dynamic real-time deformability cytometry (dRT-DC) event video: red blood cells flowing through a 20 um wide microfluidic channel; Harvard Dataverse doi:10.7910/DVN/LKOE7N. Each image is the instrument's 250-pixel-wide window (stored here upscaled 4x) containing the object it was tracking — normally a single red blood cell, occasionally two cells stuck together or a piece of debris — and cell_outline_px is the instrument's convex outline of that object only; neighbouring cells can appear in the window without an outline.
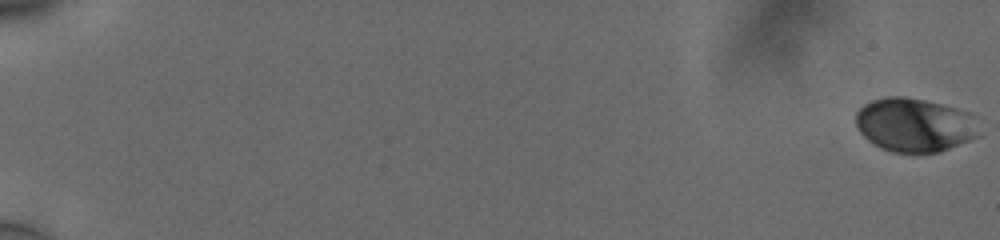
{"species": "human", "species_latin": "Homo sapiens", "temperature_condition": "cold", "stored_images_in_passage": 58, "camera_frame_rate_fps": 3000, "um_per_image_px": 0.085, "donor": {"sex": "male"}, "frame": {"image": 1, "passage_image": 1, "time_ms": 0.0, "image_size_px": [1000, 240], "cell_outline_px": [[980, 136], [940, 152], [912, 156], [892, 152], [880, 148], [872, 144], [860, 132], [856, 124], [856, 112], [864, 104], [872, 100], [888, 96], [900, 96], [924, 100], [956, 108], [968, 112]], "centroid_in_image_um": [77.69, 10.67], "position_along_channel_um": 7.3, "area_um2": 39.02}}
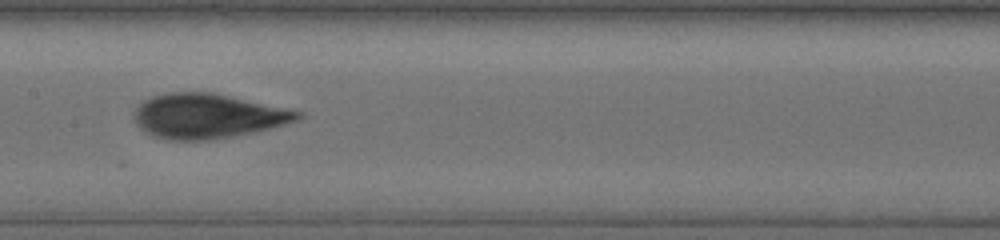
{"frame": {"image": 2, "passage_image": 33, "time_ms": 10.667, "image_size_px": [1000, 240], "cell_outline_px": [[304, 116], [296, 120], [284, 124], [252, 132], [232, 136], [208, 140], [168, 140], [152, 136], [140, 128], [136, 124], [136, 108], [144, 100], [152, 96], [168, 92], [212, 92], [300, 112]], "centroid_in_image_um": [17.58, 9.86], "position_along_channel_um": 189.8, "area_um2": 41.85}}
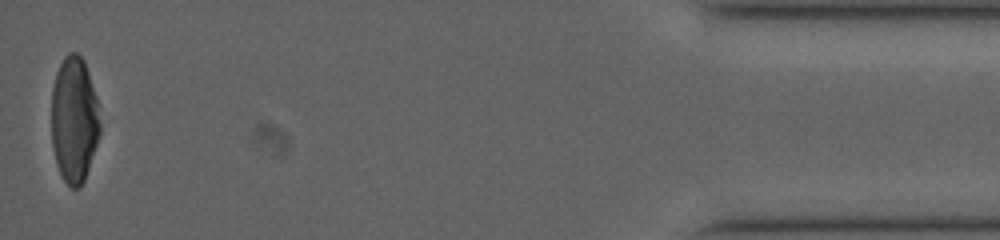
{"frame": {"image": 3, "passage_image": 58, "time_ms": 19.0, "image_size_px": [1000, 240], "cell_outline_px": [[100, 136], [84, 180], [80, 188], [72, 188], [64, 180], [56, 164], [52, 144], [52, 88], [56, 72], [64, 56], [68, 52], [76, 52], [84, 60], [96, 96], [100, 124]], "centroid_in_image_um": [6.3, 10.17], "position_along_channel_um": 428.9, "area_um2": 35.72}, "authors_computed_cell_mechanics": {"area_um2": 40.2577, "velocity_mm_per_s": 3.7735, "shape_relaxation_time_tau1_ms": 5.9167, "shape_relaxation_time_tau2_ms": 1.2494, "deformation_change_tau1": 0.1431, "deformation_change_tau2": 0.073}}